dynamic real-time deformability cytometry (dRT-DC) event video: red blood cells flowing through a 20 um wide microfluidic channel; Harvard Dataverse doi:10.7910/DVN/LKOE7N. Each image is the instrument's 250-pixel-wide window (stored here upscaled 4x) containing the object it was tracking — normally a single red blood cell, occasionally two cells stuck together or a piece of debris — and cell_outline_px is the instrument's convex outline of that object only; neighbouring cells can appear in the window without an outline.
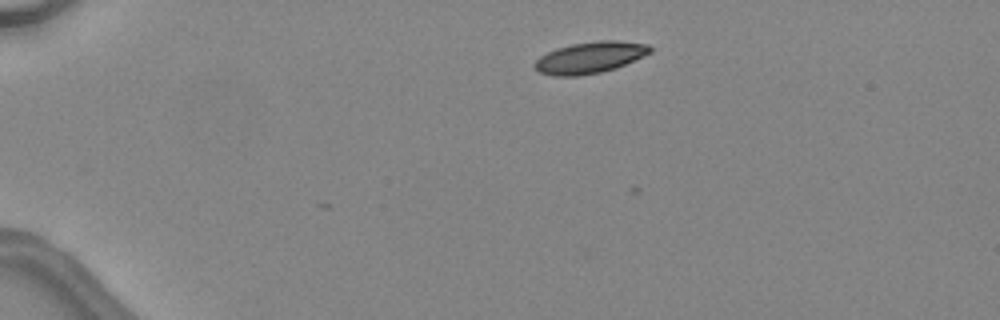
{"species": "common noctule bat (a hibernating species)", "species_latin": "Nyctalus noctula", "temperature_condition": "warm", "stored_images_in_passage": 8, "camera_frame_rate_fps": 3000, "um_per_image_px": 0.085, "animal": {"sex": "female", "body_mass_g": 24.6, "forearm_length_mm": 56.2}, "frame": {"image": 1, "passage_image": 2, "time_ms": 0.333, "image_size_px": [1000, 320], "cell_outline_px": [[652, 52], [644, 56], [616, 68], [600, 72], [576, 76], [552, 76], [540, 72], [532, 64], [540, 56], [556, 48], [572, 44], [600, 40], [616, 40], [648, 44], [652, 48]], "centroid_in_image_um": [50.15, 4.88], "position_along_channel_um": 34.8, "area_um2": 21.15}}